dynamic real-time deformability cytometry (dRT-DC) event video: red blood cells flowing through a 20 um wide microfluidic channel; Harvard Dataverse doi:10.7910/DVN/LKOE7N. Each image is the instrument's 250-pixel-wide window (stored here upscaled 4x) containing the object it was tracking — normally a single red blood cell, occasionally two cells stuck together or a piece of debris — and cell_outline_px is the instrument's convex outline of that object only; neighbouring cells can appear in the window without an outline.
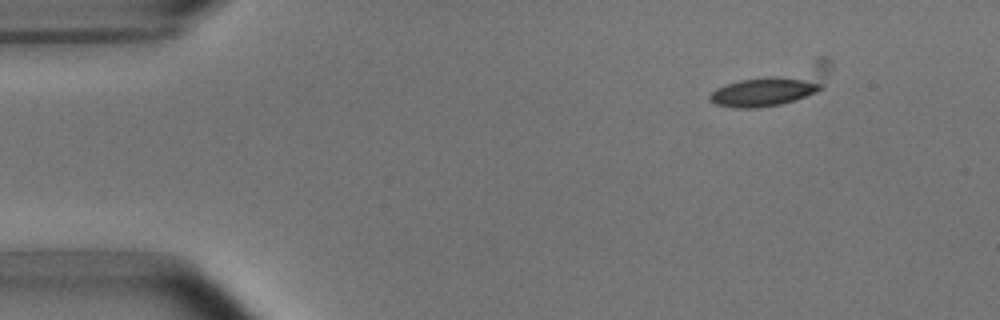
{"species": "common noctule bat (a hibernating species)", "species_latin": "Nyctalus noctula", "temperature_condition": "room temperature", "stored_images_in_passage": 4, "camera_frame_rate_fps": 3000, "um_per_image_px": 0.085, "animal": {"sex": "male", "body_mass_g": 15.6}, "frame": {"image": 1, "passage_image": 1, "time_ms": 0.0, "image_size_px": [1000, 320], "cell_outline_px": [[832, 68], [824, 88], [816, 92], [796, 100], [780, 104], [756, 108], [736, 108], [716, 104], [708, 100], [708, 96], [716, 88], [740, 80], [820, 56], [824, 56], [832, 64]], "centroid_in_image_um": [65.9, 7.28], "position_along_channel_um": 19.1, "area_um2": 26.3}}
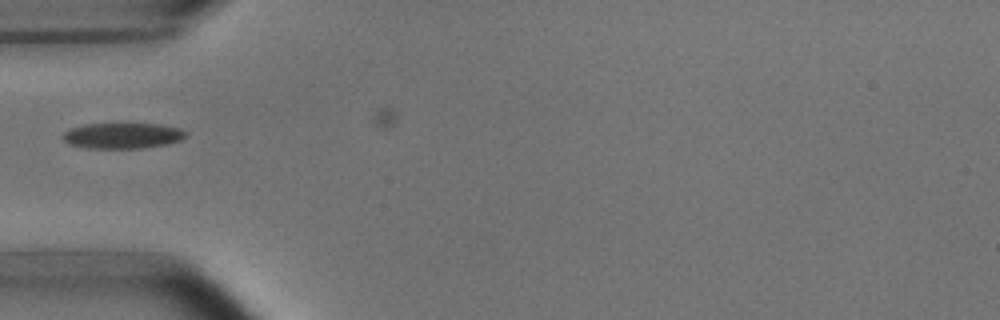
{"frame": {"image": 2, "passage_image": 4, "time_ms": 3.667, "image_size_px": [1000, 320], "cell_outline_px": [[188, 136], [180, 140], [168, 144], [140, 148], [88, 148], [68, 144], [60, 136], [68, 128], [84, 124], [160, 124], [180, 128], [188, 132]], "centroid_in_image_um": [10.41, 11.53], "position_along_channel_um": 74.6, "area_um2": 18.61}}